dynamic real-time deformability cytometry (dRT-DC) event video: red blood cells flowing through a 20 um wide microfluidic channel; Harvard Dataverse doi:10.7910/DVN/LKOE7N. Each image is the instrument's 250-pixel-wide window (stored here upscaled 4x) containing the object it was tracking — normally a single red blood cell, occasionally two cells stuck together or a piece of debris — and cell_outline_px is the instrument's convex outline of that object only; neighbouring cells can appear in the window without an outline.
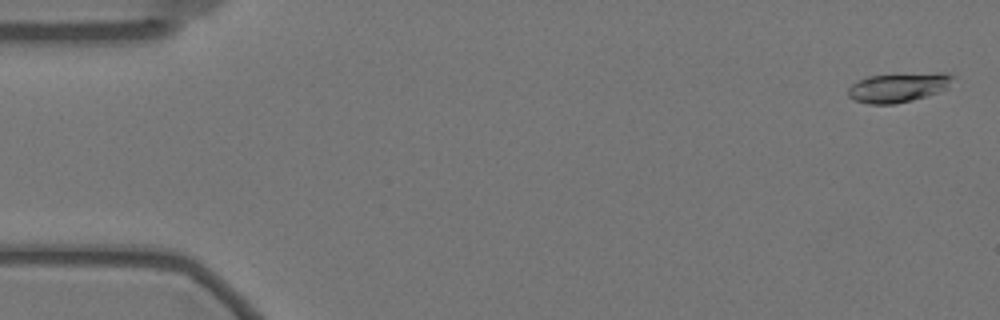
{"species": "Egyptian fruit bat (a non-hibernating species)", "species_latin": "Rousettus aegyptiacus", "temperature_condition": "warm", "stored_images_in_passage": 58, "camera_frame_rate_fps": 3000, "um_per_image_px": 0.085, "animal": {"sex": "female"}, "frame": {"image": 1, "passage_image": 2, "time_ms": 0.333, "image_size_px": [1000, 320], "cell_outline_px": [[956, 76], [948, 88], [912, 100], [896, 104], [868, 104], [856, 100], [848, 96], [848, 88], [852, 84], [868, 76], [936, 72], [944, 72]], "centroid_in_image_um": [76.39, 7.42], "position_along_channel_um": 8.6, "area_um2": 17.86}}
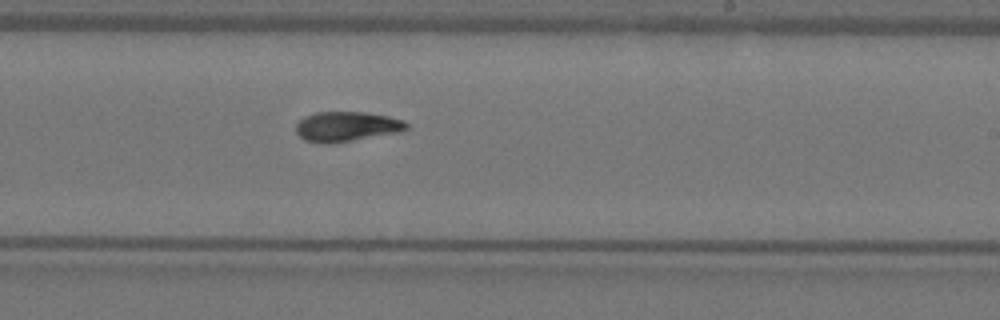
{"frame": {"image": 2, "passage_image": 35, "time_ms": 11.333, "image_size_px": [1000, 320], "cell_outline_px": [[408, 128], [400, 132], [336, 144], [320, 144], [304, 140], [296, 132], [296, 124], [304, 116], [316, 112], [364, 112], [388, 116], [404, 120], [408, 124]], "centroid_in_image_um": [29.46, 10.78], "position_along_channel_um": 259.5, "area_um2": 19.65}}
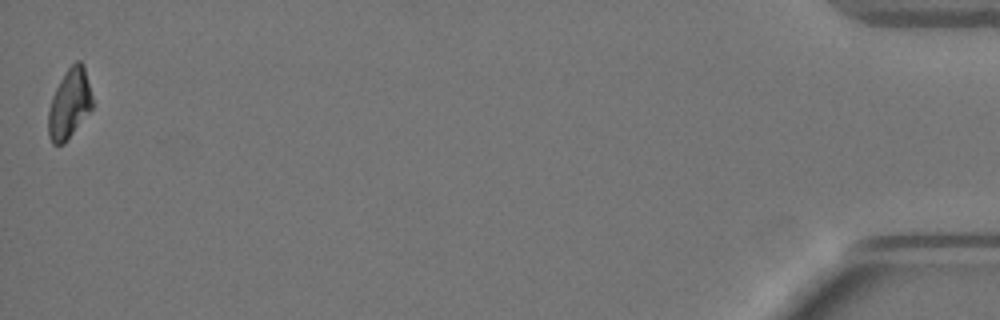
{"frame": {"image": 3, "passage_image": 58, "time_ms": 19.0, "image_size_px": [1000, 320], "cell_outline_px": [[92, 108], [64, 144], [52, 144], [48, 136], [48, 108], [52, 96], [60, 80], [68, 68], [76, 60], [80, 60], [84, 64], [92, 96]], "centroid_in_image_um": [5.88, 8.81], "position_along_channel_um": 429.3, "area_um2": 17.86}, "authors_computed_cell_mechanics": {"area_um2": 18.7561, "velocity_mm_per_s": 3.4746, "shape_relaxation_time_tau1_ms": 6.6679, "shape_relaxation_time_tau2_ms": null, "deformation_change_tau1": 0.2046, "deformation_change_tau2": null}}